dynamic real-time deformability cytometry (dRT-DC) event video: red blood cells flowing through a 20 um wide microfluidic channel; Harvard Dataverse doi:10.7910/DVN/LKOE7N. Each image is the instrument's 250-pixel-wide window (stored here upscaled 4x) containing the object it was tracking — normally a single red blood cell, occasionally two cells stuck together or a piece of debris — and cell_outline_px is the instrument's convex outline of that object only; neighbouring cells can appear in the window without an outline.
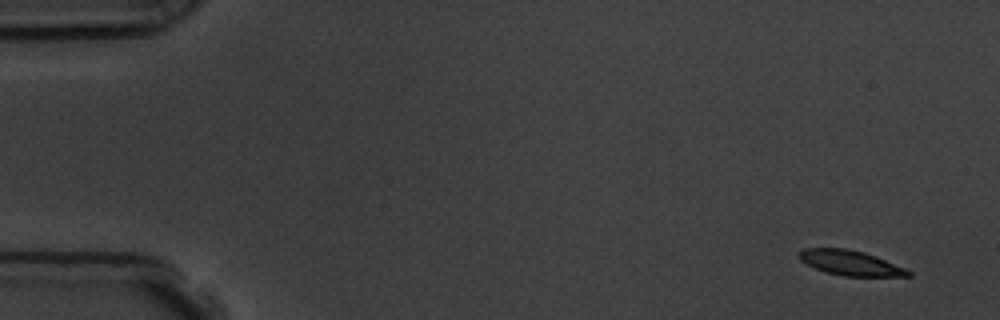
{"species": "common noctule bat (a hibernating species)", "species_latin": "Nyctalus noctula", "temperature_condition": "room temperature", "stored_images_in_passage": 6, "camera_frame_rate_fps": 3000, "um_per_image_px": 0.085, "animal": {"sex": "male", "body_mass_g": 19.5, "forearm_length_mm": 54.6}, "frame": {"image": 1, "passage_image": 1, "time_ms": 0.0, "image_size_px": [1000, 320], "cell_outline_px": [[912, 276], [844, 276], [828, 272], [816, 268], [800, 260], [800, 252], [804, 248], [848, 248], [864, 252], [876, 256], [904, 268], [912, 272]], "centroid_in_image_um": [72.31, 22.34], "position_along_channel_um": 12.7, "area_um2": 15.61}}
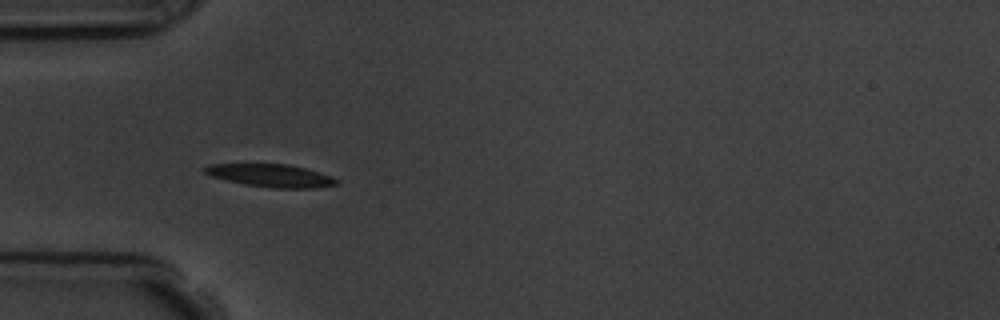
{"frame": {"image": 2, "passage_image": 5, "time_ms": 4.667, "image_size_px": [1000, 320], "cell_outline_px": [[340, 184], [316, 188], [272, 188], [244, 184], [212, 176], [204, 172], [204, 168], [208, 164], [288, 164], [320, 172], [332, 176], [340, 180]], "centroid_in_image_um": [23.1, 14.93], "position_along_channel_um": 61.9, "area_um2": 17.51}}